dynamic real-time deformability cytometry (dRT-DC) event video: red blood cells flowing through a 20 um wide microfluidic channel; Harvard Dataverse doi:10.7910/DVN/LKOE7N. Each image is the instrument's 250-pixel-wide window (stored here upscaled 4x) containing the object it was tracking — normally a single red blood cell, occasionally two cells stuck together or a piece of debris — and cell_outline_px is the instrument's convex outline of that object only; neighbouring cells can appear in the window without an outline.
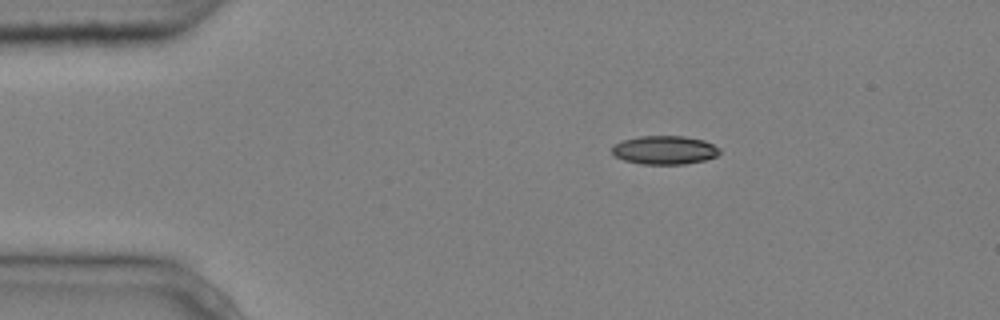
{"species": "common noctule bat (a hibernating species)", "species_latin": "Nyctalus noctula", "temperature_condition": "cold", "stored_images_in_passage": 7, "camera_frame_rate_fps": 3000, "um_per_image_px": 0.085, "animal": {"sex": "male", "body_mass_g": 20.4}, "frame": {"image": 1, "passage_image": 1, "time_ms": 0.0, "image_size_px": [1000, 320], "cell_outline_px": [[720, 152], [716, 156], [704, 160], [684, 164], [640, 164], [624, 160], [616, 156], [612, 152], [612, 144], [624, 140], [640, 136], [684, 136], [704, 140], [720, 148]], "centroid_in_image_um": [56.48, 12.75], "position_along_channel_um": 28.5, "area_um2": 17.92}}
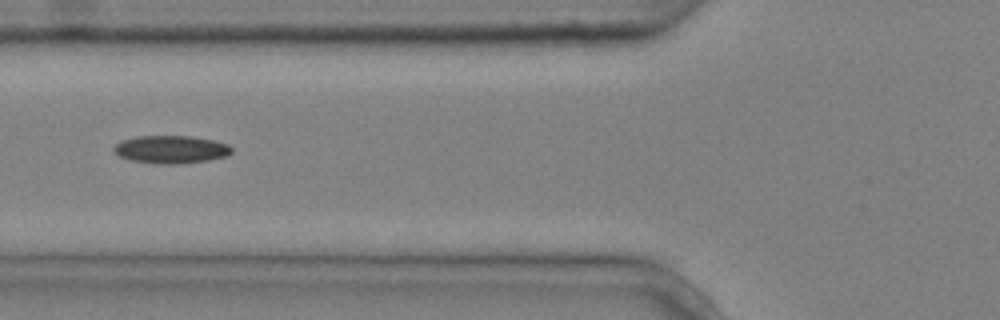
{"frame": {"image": 2, "passage_image": 4, "time_ms": 1.0, "image_size_px": [1000, 320], "cell_outline_px": [[232, 152], [228, 156], [208, 160], [180, 164], [160, 164], [132, 160], [120, 156], [112, 152], [112, 148], [120, 140], [136, 136], [192, 136], [212, 140], [228, 144], [232, 148]], "centroid_in_image_um": [14.52, 12.7], "position_along_channel_um": 111.3, "area_um2": 19.25}}
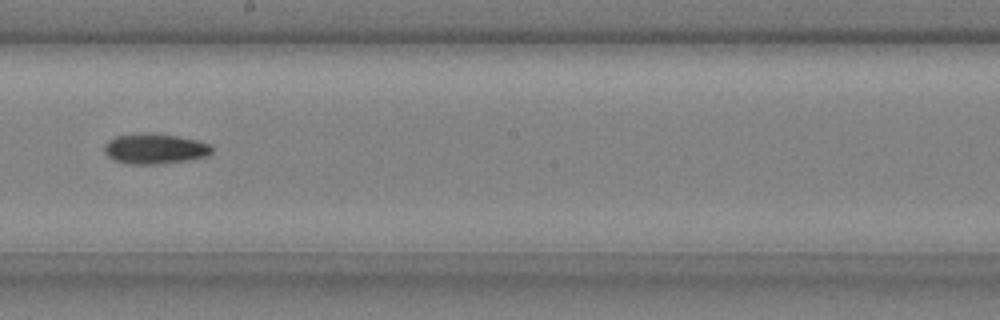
{"frame": {"image": 3, "passage_image": 7, "time_ms": 2.0, "image_size_px": [1000, 320], "cell_outline_px": [[212, 152], [208, 156], [164, 164], [132, 164], [112, 160], [104, 152], [104, 144], [108, 140], [116, 136], [148, 132], [176, 136], [196, 140], [212, 144]], "centroid_in_image_um": [13.15, 12.64], "position_along_channel_um": 235.0, "area_um2": 19.13}}